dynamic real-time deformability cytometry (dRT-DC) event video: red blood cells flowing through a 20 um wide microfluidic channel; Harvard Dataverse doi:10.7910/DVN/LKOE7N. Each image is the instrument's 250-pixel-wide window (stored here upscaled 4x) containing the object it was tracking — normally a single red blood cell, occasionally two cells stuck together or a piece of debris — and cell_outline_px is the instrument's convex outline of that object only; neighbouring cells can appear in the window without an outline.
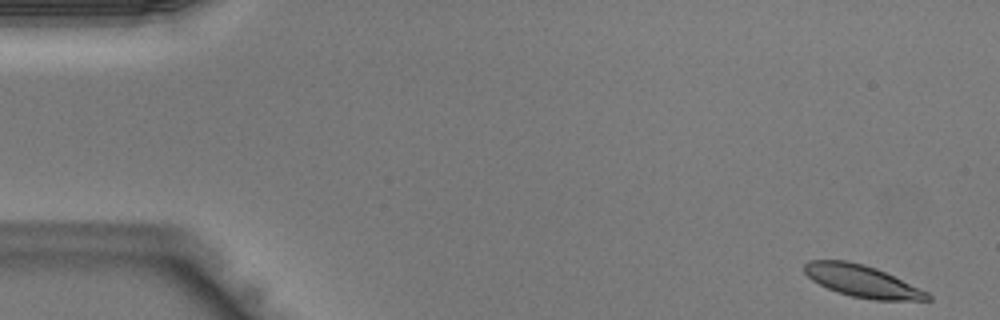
{"species": "Egyptian fruit bat (a non-hibernating species)", "species_latin": "Rousettus aegyptiacus", "temperature_condition": "warm", "stored_images_in_passage": 42, "camera_frame_rate_fps": 3000, "um_per_image_px": 0.085, "animal": {"sex": "male"}, "frame": {"image": 1, "passage_image": 1, "time_ms": 0.0, "image_size_px": [1000, 320], "cell_outline_px": [[932, 300], [872, 300], [852, 296], [836, 292], [812, 280], [804, 272], [804, 264], [808, 260], [844, 260], [864, 264], [876, 268], [928, 292], [932, 296]], "centroid_in_image_um": [73.27, 23.9], "position_along_channel_um": 11.7, "area_um2": 22.83}}
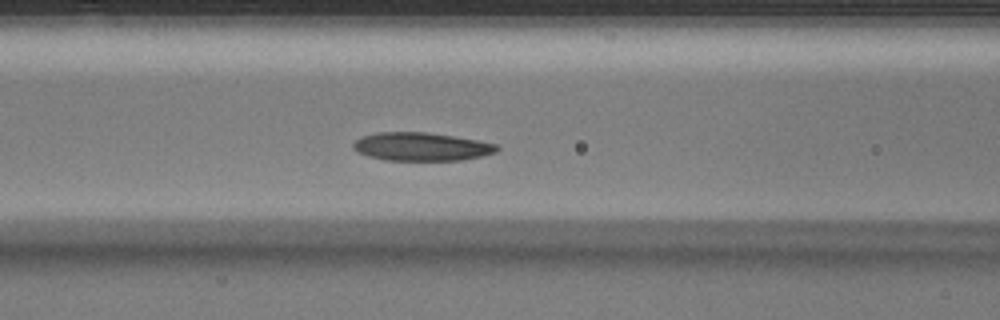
{"frame": {"image": 2, "passage_image": 17, "time_ms": 5.333, "image_size_px": [1000, 320], "cell_outline_px": [[500, 148], [496, 152], [464, 160], [384, 160], [368, 156], [352, 148], [352, 144], [356, 140], [364, 136], [376, 132], [428, 132], [476, 140], [496, 144]], "centroid_in_image_um": [35.81, 12.46], "position_along_channel_um": 130.8, "area_um2": 23.52}}
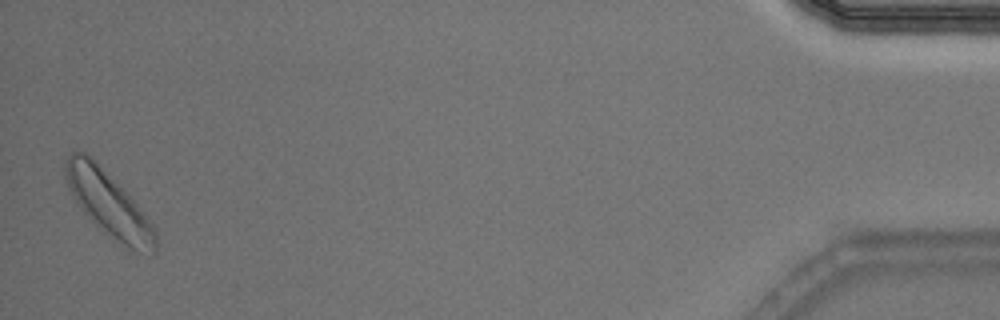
{"frame": {"image": 3, "passage_image": 42, "time_ms": 13.667, "image_size_px": [1000, 320], "cell_outline_px": [[156, 252], [128, 252], [84, 212], [76, 204], [68, 188], [64, 176], [64, 164], [68, 156], [72, 152], [84, 152], [92, 156], [136, 204], [156, 228]], "centroid_in_image_um": [9.21, 17.34], "position_along_channel_um": 426.0, "area_um2": 33.76}}